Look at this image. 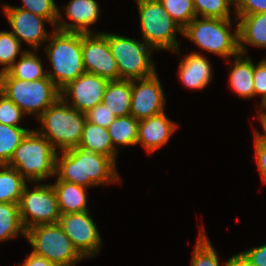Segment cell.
Returning <instances> with one entry per match:
<instances>
[{
  "mask_svg": "<svg viewBox=\"0 0 266 266\" xmlns=\"http://www.w3.org/2000/svg\"><path fill=\"white\" fill-rule=\"evenodd\" d=\"M57 152L56 180L78 184L87 188L91 186L120 183L116 163L108 156L93 153L80 147ZM59 155H61L59 157Z\"/></svg>",
  "mask_w": 266,
  "mask_h": 266,
  "instance_id": "1",
  "label": "cell"
},
{
  "mask_svg": "<svg viewBox=\"0 0 266 266\" xmlns=\"http://www.w3.org/2000/svg\"><path fill=\"white\" fill-rule=\"evenodd\" d=\"M45 54L52 71L47 76L61 90L85 73L82 56V33L53 30Z\"/></svg>",
  "mask_w": 266,
  "mask_h": 266,
  "instance_id": "2",
  "label": "cell"
},
{
  "mask_svg": "<svg viewBox=\"0 0 266 266\" xmlns=\"http://www.w3.org/2000/svg\"><path fill=\"white\" fill-rule=\"evenodd\" d=\"M37 119L42 126L36 130L57 152L78 147L87 121L86 113L72 108L61 97Z\"/></svg>",
  "mask_w": 266,
  "mask_h": 266,
  "instance_id": "3",
  "label": "cell"
},
{
  "mask_svg": "<svg viewBox=\"0 0 266 266\" xmlns=\"http://www.w3.org/2000/svg\"><path fill=\"white\" fill-rule=\"evenodd\" d=\"M57 151L36 129L24 137L7 164L28 182H41L55 176Z\"/></svg>",
  "mask_w": 266,
  "mask_h": 266,
  "instance_id": "4",
  "label": "cell"
},
{
  "mask_svg": "<svg viewBox=\"0 0 266 266\" xmlns=\"http://www.w3.org/2000/svg\"><path fill=\"white\" fill-rule=\"evenodd\" d=\"M231 19L195 17L184 29L183 36L201 49L229 59L239 52L238 22L235 31ZM233 33H232V31Z\"/></svg>",
  "mask_w": 266,
  "mask_h": 266,
  "instance_id": "5",
  "label": "cell"
},
{
  "mask_svg": "<svg viewBox=\"0 0 266 266\" xmlns=\"http://www.w3.org/2000/svg\"><path fill=\"white\" fill-rule=\"evenodd\" d=\"M0 92L26 115L34 114L37 118L61 97L60 89L49 77L24 81L13 78L7 71L0 73Z\"/></svg>",
  "mask_w": 266,
  "mask_h": 266,
  "instance_id": "6",
  "label": "cell"
},
{
  "mask_svg": "<svg viewBox=\"0 0 266 266\" xmlns=\"http://www.w3.org/2000/svg\"><path fill=\"white\" fill-rule=\"evenodd\" d=\"M139 11L142 40L153 50L180 51L176 32L183 29L166 12L159 0H135Z\"/></svg>",
  "mask_w": 266,
  "mask_h": 266,
  "instance_id": "7",
  "label": "cell"
},
{
  "mask_svg": "<svg viewBox=\"0 0 266 266\" xmlns=\"http://www.w3.org/2000/svg\"><path fill=\"white\" fill-rule=\"evenodd\" d=\"M25 238L34 254L56 266H76L84 259L58 223L31 227L26 230Z\"/></svg>",
  "mask_w": 266,
  "mask_h": 266,
  "instance_id": "8",
  "label": "cell"
},
{
  "mask_svg": "<svg viewBox=\"0 0 266 266\" xmlns=\"http://www.w3.org/2000/svg\"><path fill=\"white\" fill-rule=\"evenodd\" d=\"M108 45L119 69L120 79L135 80L152 76L155 64L153 50L144 41L108 33Z\"/></svg>",
  "mask_w": 266,
  "mask_h": 266,
  "instance_id": "9",
  "label": "cell"
},
{
  "mask_svg": "<svg viewBox=\"0 0 266 266\" xmlns=\"http://www.w3.org/2000/svg\"><path fill=\"white\" fill-rule=\"evenodd\" d=\"M19 212L25 230L58 223L61 213L52 184L37 183L33 190L26 185L20 198Z\"/></svg>",
  "mask_w": 266,
  "mask_h": 266,
  "instance_id": "10",
  "label": "cell"
},
{
  "mask_svg": "<svg viewBox=\"0 0 266 266\" xmlns=\"http://www.w3.org/2000/svg\"><path fill=\"white\" fill-rule=\"evenodd\" d=\"M82 56L86 73L109 81L120 80L117 62L108 45V33H82Z\"/></svg>",
  "mask_w": 266,
  "mask_h": 266,
  "instance_id": "11",
  "label": "cell"
},
{
  "mask_svg": "<svg viewBox=\"0 0 266 266\" xmlns=\"http://www.w3.org/2000/svg\"><path fill=\"white\" fill-rule=\"evenodd\" d=\"M58 224L84 259L100 252L102 239L90 211L61 214Z\"/></svg>",
  "mask_w": 266,
  "mask_h": 266,
  "instance_id": "12",
  "label": "cell"
},
{
  "mask_svg": "<svg viewBox=\"0 0 266 266\" xmlns=\"http://www.w3.org/2000/svg\"><path fill=\"white\" fill-rule=\"evenodd\" d=\"M2 9L12 29L10 32L21 43L25 42L36 51L45 41L48 42L50 34L45 28L46 22L51 24L48 19L9 4H4Z\"/></svg>",
  "mask_w": 266,
  "mask_h": 266,
  "instance_id": "13",
  "label": "cell"
},
{
  "mask_svg": "<svg viewBox=\"0 0 266 266\" xmlns=\"http://www.w3.org/2000/svg\"><path fill=\"white\" fill-rule=\"evenodd\" d=\"M109 80L84 73L60 90L61 98L72 108L83 113L102 103Z\"/></svg>",
  "mask_w": 266,
  "mask_h": 266,
  "instance_id": "14",
  "label": "cell"
},
{
  "mask_svg": "<svg viewBox=\"0 0 266 266\" xmlns=\"http://www.w3.org/2000/svg\"><path fill=\"white\" fill-rule=\"evenodd\" d=\"M165 94L155 72L152 76L132 80L130 115L141 120L164 112Z\"/></svg>",
  "mask_w": 266,
  "mask_h": 266,
  "instance_id": "15",
  "label": "cell"
},
{
  "mask_svg": "<svg viewBox=\"0 0 266 266\" xmlns=\"http://www.w3.org/2000/svg\"><path fill=\"white\" fill-rule=\"evenodd\" d=\"M67 18L73 23L63 21L61 11H58V19L55 29L63 32L93 33L89 26L95 24L100 16V6L96 0H70L62 7Z\"/></svg>",
  "mask_w": 266,
  "mask_h": 266,
  "instance_id": "16",
  "label": "cell"
},
{
  "mask_svg": "<svg viewBox=\"0 0 266 266\" xmlns=\"http://www.w3.org/2000/svg\"><path fill=\"white\" fill-rule=\"evenodd\" d=\"M178 127L179 125L171 121L165 112L141 119L138 123L136 145L142 144L148 153L153 154L168 143Z\"/></svg>",
  "mask_w": 266,
  "mask_h": 266,
  "instance_id": "17",
  "label": "cell"
},
{
  "mask_svg": "<svg viewBox=\"0 0 266 266\" xmlns=\"http://www.w3.org/2000/svg\"><path fill=\"white\" fill-rule=\"evenodd\" d=\"M179 79L188 89L202 90L212 80V65L210 61L197 52L186 55L179 63Z\"/></svg>",
  "mask_w": 266,
  "mask_h": 266,
  "instance_id": "18",
  "label": "cell"
},
{
  "mask_svg": "<svg viewBox=\"0 0 266 266\" xmlns=\"http://www.w3.org/2000/svg\"><path fill=\"white\" fill-rule=\"evenodd\" d=\"M238 21L239 52L246 55V44L266 48V12L252 15H235Z\"/></svg>",
  "mask_w": 266,
  "mask_h": 266,
  "instance_id": "19",
  "label": "cell"
},
{
  "mask_svg": "<svg viewBox=\"0 0 266 266\" xmlns=\"http://www.w3.org/2000/svg\"><path fill=\"white\" fill-rule=\"evenodd\" d=\"M52 186L57 195L61 214L89 211L85 192L87 187L63 180H56Z\"/></svg>",
  "mask_w": 266,
  "mask_h": 266,
  "instance_id": "20",
  "label": "cell"
},
{
  "mask_svg": "<svg viewBox=\"0 0 266 266\" xmlns=\"http://www.w3.org/2000/svg\"><path fill=\"white\" fill-rule=\"evenodd\" d=\"M233 63L230 67L232 70L229 74V85L242 98L255 97L252 58L239 53Z\"/></svg>",
  "mask_w": 266,
  "mask_h": 266,
  "instance_id": "21",
  "label": "cell"
},
{
  "mask_svg": "<svg viewBox=\"0 0 266 266\" xmlns=\"http://www.w3.org/2000/svg\"><path fill=\"white\" fill-rule=\"evenodd\" d=\"M131 96L132 80H113L107 84L102 103L116 117H124L130 115Z\"/></svg>",
  "mask_w": 266,
  "mask_h": 266,
  "instance_id": "22",
  "label": "cell"
},
{
  "mask_svg": "<svg viewBox=\"0 0 266 266\" xmlns=\"http://www.w3.org/2000/svg\"><path fill=\"white\" fill-rule=\"evenodd\" d=\"M78 147L108 156L116 163L118 153L113 148L108 128L86 121Z\"/></svg>",
  "mask_w": 266,
  "mask_h": 266,
  "instance_id": "23",
  "label": "cell"
},
{
  "mask_svg": "<svg viewBox=\"0 0 266 266\" xmlns=\"http://www.w3.org/2000/svg\"><path fill=\"white\" fill-rule=\"evenodd\" d=\"M7 72L13 78L24 81H35L48 77L47 70H44L40 57L32 50H26Z\"/></svg>",
  "mask_w": 266,
  "mask_h": 266,
  "instance_id": "24",
  "label": "cell"
},
{
  "mask_svg": "<svg viewBox=\"0 0 266 266\" xmlns=\"http://www.w3.org/2000/svg\"><path fill=\"white\" fill-rule=\"evenodd\" d=\"M139 120L132 115L116 117L109 125L108 132L113 148L118 152L119 147L136 146ZM118 145V147H116ZM120 145V146H119Z\"/></svg>",
  "mask_w": 266,
  "mask_h": 266,
  "instance_id": "25",
  "label": "cell"
},
{
  "mask_svg": "<svg viewBox=\"0 0 266 266\" xmlns=\"http://www.w3.org/2000/svg\"><path fill=\"white\" fill-rule=\"evenodd\" d=\"M26 182L16 169L0 165V203L19 204Z\"/></svg>",
  "mask_w": 266,
  "mask_h": 266,
  "instance_id": "26",
  "label": "cell"
},
{
  "mask_svg": "<svg viewBox=\"0 0 266 266\" xmlns=\"http://www.w3.org/2000/svg\"><path fill=\"white\" fill-rule=\"evenodd\" d=\"M19 234L26 237V230L20 218L19 204L0 203V242L14 239Z\"/></svg>",
  "mask_w": 266,
  "mask_h": 266,
  "instance_id": "27",
  "label": "cell"
},
{
  "mask_svg": "<svg viewBox=\"0 0 266 266\" xmlns=\"http://www.w3.org/2000/svg\"><path fill=\"white\" fill-rule=\"evenodd\" d=\"M30 131L22 126H10L0 123V165H7L15 149Z\"/></svg>",
  "mask_w": 266,
  "mask_h": 266,
  "instance_id": "28",
  "label": "cell"
},
{
  "mask_svg": "<svg viewBox=\"0 0 266 266\" xmlns=\"http://www.w3.org/2000/svg\"><path fill=\"white\" fill-rule=\"evenodd\" d=\"M205 229L199 230V235L192 253L191 266H221L214 247L205 234ZM228 266L226 261L222 266Z\"/></svg>",
  "mask_w": 266,
  "mask_h": 266,
  "instance_id": "29",
  "label": "cell"
},
{
  "mask_svg": "<svg viewBox=\"0 0 266 266\" xmlns=\"http://www.w3.org/2000/svg\"><path fill=\"white\" fill-rule=\"evenodd\" d=\"M21 42L10 32L0 31V73L6 72L26 50H22Z\"/></svg>",
  "mask_w": 266,
  "mask_h": 266,
  "instance_id": "30",
  "label": "cell"
},
{
  "mask_svg": "<svg viewBox=\"0 0 266 266\" xmlns=\"http://www.w3.org/2000/svg\"><path fill=\"white\" fill-rule=\"evenodd\" d=\"M196 17L231 19L230 7H235L231 0H193Z\"/></svg>",
  "mask_w": 266,
  "mask_h": 266,
  "instance_id": "31",
  "label": "cell"
},
{
  "mask_svg": "<svg viewBox=\"0 0 266 266\" xmlns=\"http://www.w3.org/2000/svg\"><path fill=\"white\" fill-rule=\"evenodd\" d=\"M173 20L184 29L195 17L193 0H159Z\"/></svg>",
  "mask_w": 266,
  "mask_h": 266,
  "instance_id": "32",
  "label": "cell"
},
{
  "mask_svg": "<svg viewBox=\"0 0 266 266\" xmlns=\"http://www.w3.org/2000/svg\"><path fill=\"white\" fill-rule=\"evenodd\" d=\"M22 6H15L22 10L42 16L51 22V25L56 26L58 19L59 8L54 0H21Z\"/></svg>",
  "mask_w": 266,
  "mask_h": 266,
  "instance_id": "33",
  "label": "cell"
},
{
  "mask_svg": "<svg viewBox=\"0 0 266 266\" xmlns=\"http://www.w3.org/2000/svg\"><path fill=\"white\" fill-rule=\"evenodd\" d=\"M26 115L14 102L0 92V123L21 126L19 123Z\"/></svg>",
  "mask_w": 266,
  "mask_h": 266,
  "instance_id": "34",
  "label": "cell"
},
{
  "mask_svg": "<svg viewBox=\"0 0 266 266\" xmlns=\"http://www.w3.org/2000/svg\"><path fill=\"white\" fill-rule=\"evenodd\" d=\"M253 84L255 96H261V107L266 104V57L256 65L253 62Z\"/></svg>",
  "mask_w": 266,
  "mask_h": 266,
  "instance_id": "35",
  "label": "cell"
},
{
  "mask_svg": "<svg viewBox=\"0 0 266 266\" xmlns=\"http://www.w3.org/2000/svg\"><path fill=\"white\" fill-rule=\"evenodd\" d=\"M86 118L88 122L94 125L108 128L116 116L107 108V106L103 103H99L94 108L86 112Z\"/></svg>",
  "mask_w": 266,
  "mask_h": 266,
  "instance_id": "36",
  "label": "cell"
},
{
  "mask_svg": "<svg viewBox=\"0 0 266 266\" xmlns=\"http://www.w3.org/2000/svg\"><path fill=\"white\" fill-rule=\"evenodd\" d=\"M235 15H252L266 12V0H237Z\"/></svg>",
  "mask_w": 266,
  "mask_h": 266,
  "instance_id": "37",
  "label": "cell"
},
{
  "mask_svg": "<svg viewBox=\"0 0 266 266\" xmlns=\"http://www.w3.org/2000/svg\"><path fill=\"white\" fill-rule=\"evenodd\" d=\"M255 161L260 171L262 182L266 184V143L254 132Z\"/></svg>",
  "mask_w": 266,
  "mask_h": 266,
  "instance_id": "38",
  "label": "cell"
},
{
  "mask_svg": "<svg viewBox=\"0 0 266 266\" xmlns=\"http://www.w3.org/2000/svg\"><path fill=\"white\" fill-rule=\"evenodd\" d=\"M254 266H266V244L241 252Z\"/></svg>",
  "mask_w": 266,
  "mask_h": 266,
  "instance_id": "39",
  "label": "cell"
},
{
  "mask_svg": "<svg viewBox=\"0 0 266 266\" xmlns=\"http://www.w3.org/2000/svg\"><path fill=\"white\" fill-rule=\"evenodd\" d=\"M17 266H56L53 262L48 261L46 258L42 256H38L31 252L27 255V258L24 259L22 264Z\"/></svg>",
  "mask_w": 266,
  "mask_h": 266,
  "instance_id": "40",
  "label": "cell"
},
{
  "mask_svg": "<svg viewBox=\"0 0 266 266\" xmlns=\"http://www.w3.org/2000/svg\"><path fill=\"white\" fill-rule=\"evenodd\" d=\"M228 266H254L241 252L227 260Z\"/></svg>",
  "mask_w": 266,
  "mask_h": 266,
  "instance_id": "41",
  "label": "cell"
},
{
  "mask_svg": "<svg viewBox=\"0 0 266 266\" xmlns=\"http://www.w3.org/2000/svg\"><path fill=\"white\" fill-rule=\"evenodd\" d=\"M259 121L261 122V126L264 129V133H260L258 131L255 132L266 143V121L264 119H259Z\"/></svg>",
  "mask_w": 266,
  "mask_h": 266,
  "instance_id": "42",
  "label": "cell"
},
{
  "mask_svg": "<svg viewBox=\"0 0 266 266\" xmlns=\"http://www.w3.org/2000/svg\"><path fill=\"white\" fill-rule=\"evenodd\" d=\"M258 114H266V104L262 107V110L258 108Z\"/></svg>",
  "mask_w": 266,
  "mask_h": 266,
  "instance_id": "43",
  "label": "cell"
},
{
  "mask_svg": "<svg viewBox=\"0 0 266 266\" xmlns=\"http://www.w3.org/2000/svg\"><path fill=\"white\" fill-rule=\"evenodd\" d=\"M259 119H264L266 121V114H258Z\"/></svg>",
  "mask_w": 266,
  "mask_h": 266,
  "instance_id": "44",
  "label": "cell"
}]
</instances>
